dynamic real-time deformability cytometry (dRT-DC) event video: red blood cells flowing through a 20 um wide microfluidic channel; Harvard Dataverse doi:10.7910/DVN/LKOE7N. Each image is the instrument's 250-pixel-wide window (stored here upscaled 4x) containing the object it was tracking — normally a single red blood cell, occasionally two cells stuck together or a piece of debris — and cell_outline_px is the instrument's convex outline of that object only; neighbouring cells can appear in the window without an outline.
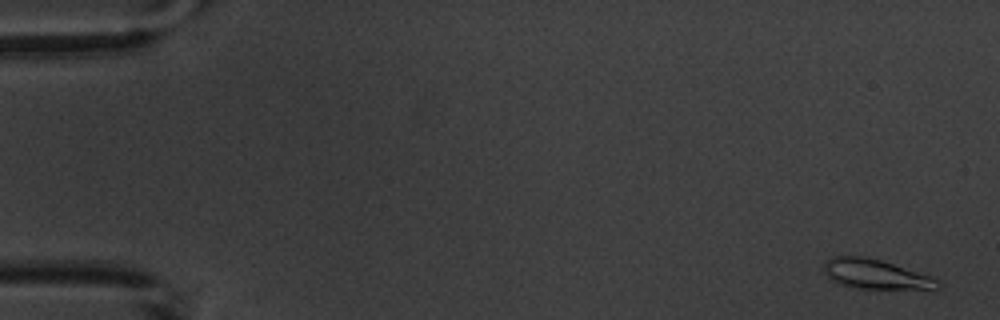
{"species": "common noctule bat (a hibernating species)", "species_latin": "Nyctalus noctula", "temperature_condition": "warm", "stored_images_in_passage": 4, "camera_frame_rate_fps": 3000, "um_per_image_px": 0.085, "animal": {"sex": "male", "body_mass_g": 20.1, "forearm_length_mm": 53.5}, "frame": {"image": 1, "passage_image": 1, "time_ms": 0.0, "image_size_px": [1000, 320], "cell_outline_px": [[940, 288], [856, 288], [836, 284], [824, 272], [824, 260], [832, 256], [864, 256], [880, 260], [940, 280]], "centroid_in_image_um": [74.32, 23.29], "position_along_channel_um": 10.7, "area_um2": 19.25}}